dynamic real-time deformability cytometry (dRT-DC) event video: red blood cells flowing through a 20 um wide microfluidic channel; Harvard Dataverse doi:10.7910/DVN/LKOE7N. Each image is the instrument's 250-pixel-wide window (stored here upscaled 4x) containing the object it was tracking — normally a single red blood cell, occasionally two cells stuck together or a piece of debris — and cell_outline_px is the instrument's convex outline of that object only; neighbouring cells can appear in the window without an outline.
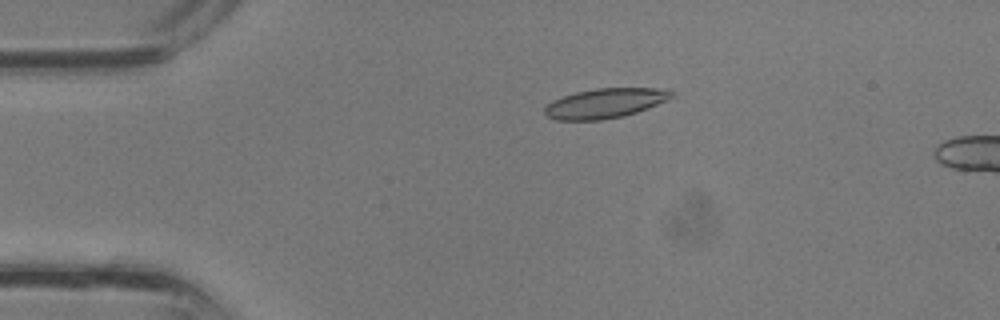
{"species": "common noctule bat (a hibernating species)", "species_latin": "Nyctalus noctula", "temperature_condition": "room temperature", "stored_images_in_passage": 5, "camera_frame_rate_fps": 3000, "um_per_image_px": 0.085, "animal": {"sex": "male", "body_mass_g": 13.3}, "frame": {"image": 1, "passage_image": 1, "time_ms": 0.0, "image_size_px": [1000, 320], "cell_outline_px": [[676, 96], [668, 100], [648, 108], [624, 116], [604, 120], [556, 120], [548, 116], [544, 112], [544, 108], [552, 100], [576, 92], [596, 88], [656, 88], [676, 92]], "centroid_in_image_um": [51.47, 8.78], "position_along_channel_um": 33.5, "area_um2": 22.08}}